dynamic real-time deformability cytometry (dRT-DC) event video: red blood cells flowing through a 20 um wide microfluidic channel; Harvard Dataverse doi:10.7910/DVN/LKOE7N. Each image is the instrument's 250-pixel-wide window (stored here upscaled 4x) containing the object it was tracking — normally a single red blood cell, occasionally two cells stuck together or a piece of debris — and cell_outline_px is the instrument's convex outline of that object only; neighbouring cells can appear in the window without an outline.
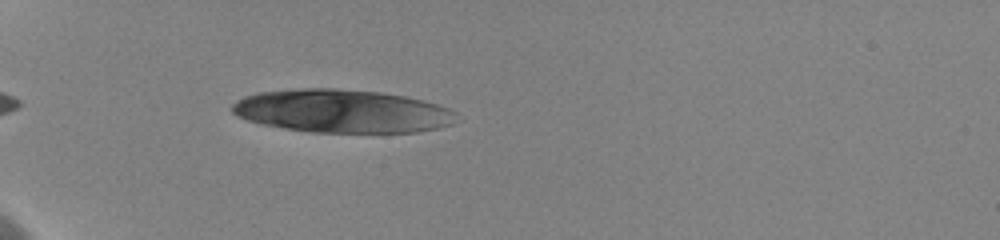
{"species": "human", "species_latin": "Homo sapiens", "temperature_condition": "cold", "stored_images_in_passage": 46, "camera_frame_rate_fps": 3000, "um_per_image_px": 0.085, "donor": {"sex": "female"}, "frame": {"image": 1, "passage_image": 6, "time_ms": 1.333, "image_size_px": [1000, 240], "cell_outline_px": [[456, 112], [452, 124], [436, 128], [416, 132], [312, 132], [284, 128], [264, 124], [248, 120], [236, 116], [232, 112], [232, 104], [236, 100], [244, 96], [256, 92], [300, 88], [336, 88], [380, 92], [404, 96], [424, 100], [448, 108]], "centroid_in_image_um": [29.04, 9.43], "position_along_channel_um": 56.0, "area_um2": 56.36}}